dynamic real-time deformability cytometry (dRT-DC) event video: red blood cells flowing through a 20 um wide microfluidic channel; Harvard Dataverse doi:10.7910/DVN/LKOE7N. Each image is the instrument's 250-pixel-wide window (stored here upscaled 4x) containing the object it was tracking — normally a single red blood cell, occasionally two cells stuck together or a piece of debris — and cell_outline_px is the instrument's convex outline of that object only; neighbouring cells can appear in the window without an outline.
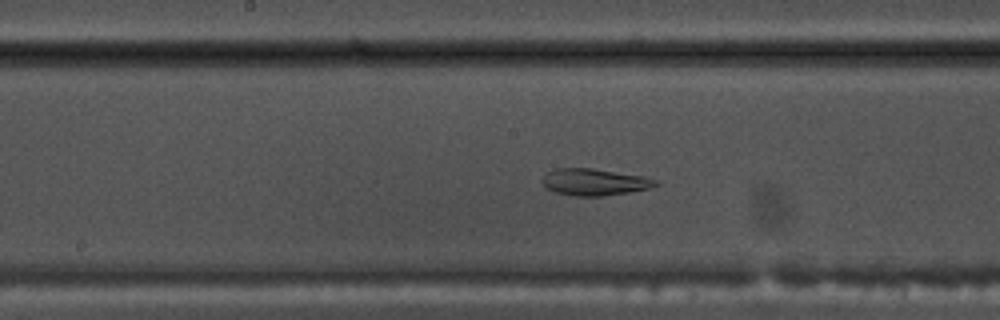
{"species": "common noctule bat (a hibernating species)", "species_latin": "Nyctalus noctula", "temperature_condition": "warm", "stored_images_in_passage": 47, "camera_frame_rate_fps": 3000, "um_per_image_px": 0.085, "animal": {"sex": "male", "body_mass_g": 17.5, "forearm_length_mm": 52.3}, "frame": {"image": 1, "passage_image": 21, "time_ms": 6.667, "image_size_px": [1000, 320], "cell_outline_px": [[660, 184], [648, 188], [628, 192], [604, 196], [572, 196], [552, 192], [540, 180], [548, 172], [556, 168], [592, 168], [644, 176], [660, 180]], "centroid_in_image_um": [50.54, 15.47], "position_along_channel_um": 197.7, "area_um2": 17.8}}
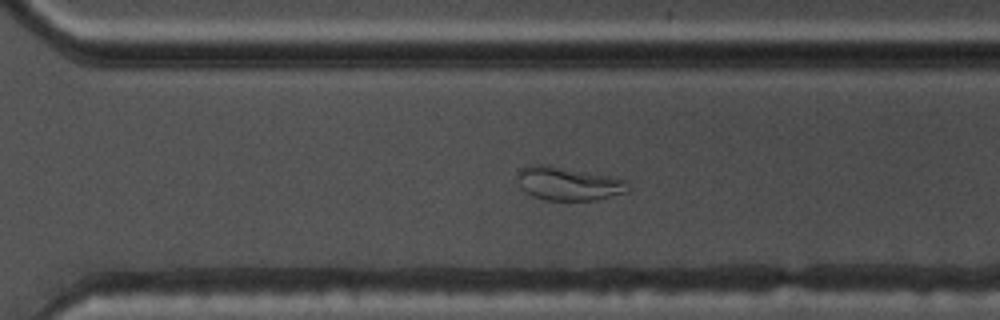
{"frame": {"image": 2, "passage_image": 31, "time_ms": 10.0, "image_size_px": [1000, 320], "cell_outline_px": [[632, 188], [628, 192], [596, 200], [544, 200], [532, 196], [524, 192], [520, 184], [520, 168], [528, 164], [548, 164], [612, 176], [628, 180]], "centroid_in_image_um": [48.38, 15.6], "position_along_channel_um": 322.2, "area_um2": 21.96}}
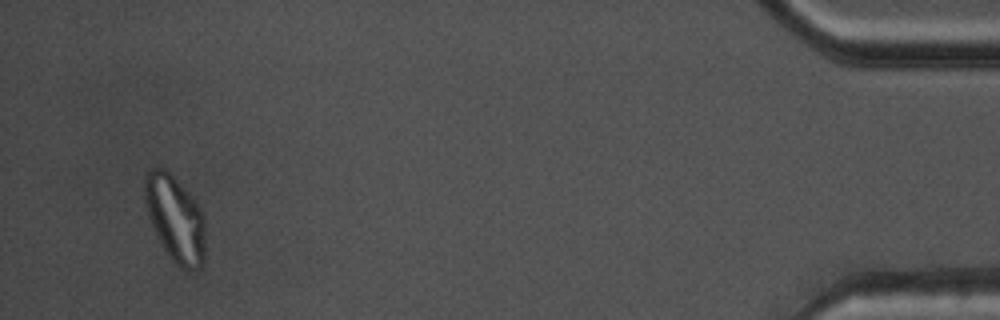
{"frame": {"image": 3, "passage_image": 45, "time_ms": 14.667, "image_size_px": [1000, 320], "cell_outline_px": [[204, 264], [196, 272], [188, 272], [180, 268], [168, 256], [148, 216], [144, 200], [144, 172], [148, 168], [156, 164], [168, 168], [188, 192], [200, 208], [204, 216]], "centroid_in_image_um": [14.87, 18.54], "position_along_channel_um": 420.3, "area_um2": 31.27}, "authors_computed_cell_mechanics": {"area_um2": 23.5246, "velocity_mm_per_s": 3.7392, "shape_relaxation_time_tau1_ms": null, "shape_relaxation_time_tau2_ms": 1.0538, "deformation_change_tau1": null, "deformation_change_tau2": 0.048}}